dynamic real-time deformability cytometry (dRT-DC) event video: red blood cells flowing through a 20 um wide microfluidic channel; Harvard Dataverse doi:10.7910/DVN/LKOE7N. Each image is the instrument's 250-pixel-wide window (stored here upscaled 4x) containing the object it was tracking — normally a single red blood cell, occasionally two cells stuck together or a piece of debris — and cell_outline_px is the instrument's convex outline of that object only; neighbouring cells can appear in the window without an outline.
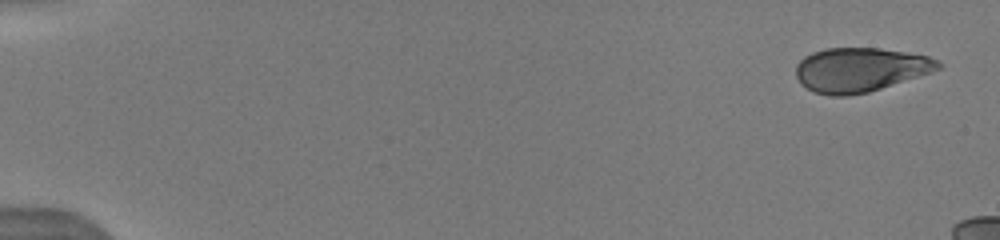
{"species": "human", "species_latin": "Homo sapiens", "temperature_condition": "warm", "stored_images_in_passage": 9, "camera_frame_rate_fps": 3000, "um_per_image_px": 0.085, "donor": {"sex": "male"}, "frame": {"image": 1, "passage_image": 1, "time_ms": 0.0, "image_size_px": [1000, 240], "cell_outline_px": [[944, 64], [940, 68], [932, 72], [868, 92], [848, 96], [832, 96], [816, 92], [800, 84], [796, 76], [796, 64], [804, 56], [812, 52], [824, 48], [880, 48], [908, 52], [928, 56]], "centroid_in_image_um": [73.1, 5.92], "position_along_channel_um": 11.9, "area_um2": 36.7}}